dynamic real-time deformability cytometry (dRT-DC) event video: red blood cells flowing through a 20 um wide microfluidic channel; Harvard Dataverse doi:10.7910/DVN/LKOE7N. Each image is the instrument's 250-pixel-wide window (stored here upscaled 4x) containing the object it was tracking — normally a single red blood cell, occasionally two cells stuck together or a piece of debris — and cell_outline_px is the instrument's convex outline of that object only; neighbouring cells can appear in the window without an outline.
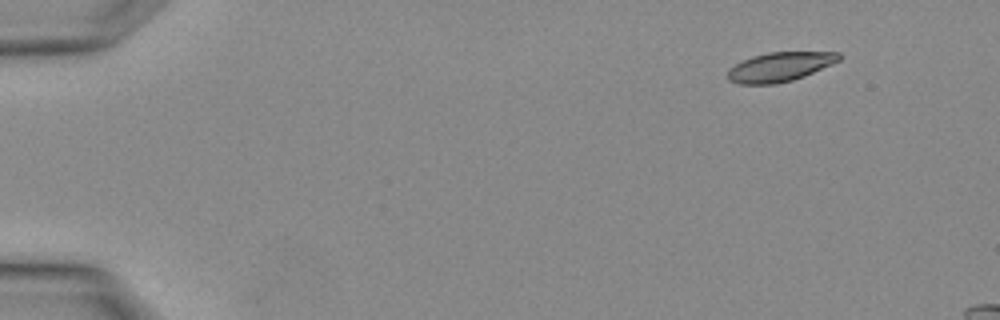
{"species": "Egyptian fruit bat (a non-hibernating species)", "species_latin": "Rousettus aegyptiacus", "temperature_condition": "warm", "stored_images_in_passage": 3, "camera_frame_rate_fps": 3000, "um_per_image_px": 0.085, "animal": {"sex": "female"}, "frame": {"image": 1, "passage_image": 1, "time_ms": 0.0, "image_size_px": [1000, 320], "cell_outline_px": [[840, 60], [832, 64], [804, 76], [792, 80], [776, 84], [740, 84], [728, 80], [728, 68], [752, 56], [768, 52], [840, 52]], "centroid_in_image_um": [66.28, 5.68], "position_along_channel_um": 18.7, "area_um2": 18.9}}